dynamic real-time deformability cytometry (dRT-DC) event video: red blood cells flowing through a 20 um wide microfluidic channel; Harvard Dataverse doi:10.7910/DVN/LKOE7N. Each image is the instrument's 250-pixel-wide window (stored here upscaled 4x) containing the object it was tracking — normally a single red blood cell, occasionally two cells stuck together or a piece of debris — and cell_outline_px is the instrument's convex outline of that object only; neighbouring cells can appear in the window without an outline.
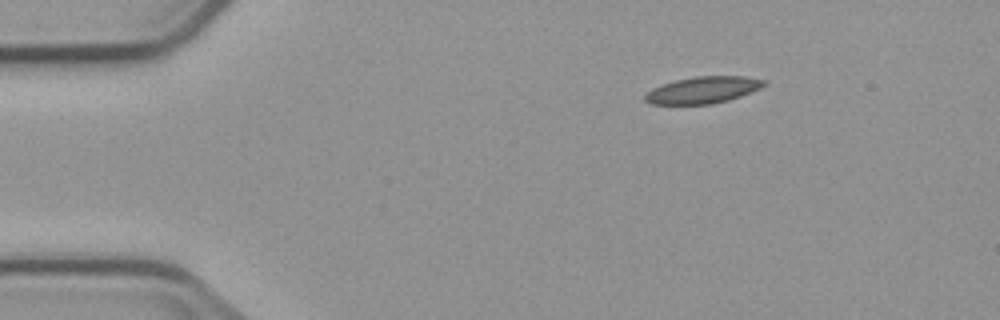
{"species": "common noctule bat (a hibernating species)", "species_latin": "Nyctalus noctula", "temperature_condition": "cold", "stored_images_in_passage": 2, "camera_frame_rate_fps": 3000, "um_per_image_px": 0.085, "animal": {"sex": "male", "body_mass_g": 23.1, "forearm_length_mm": 52.7}, "frame": {"image": 1, "passage_image": 1, "time_ms": 0.0, "image_size_px": [1000, 320], "cell_outline_px": [[768, 84], [752, 92], [728, 100], [712, 104], [652, 104], [644, 100], [644, 96], [652, 88], [660, 84], [676, 80], [696, 76], [744, 76], [768, 80]], "centroid_in_image_um": [59.78, 7.64], "position_along_channel_um": 25.2, "area_um2": 18.67}}